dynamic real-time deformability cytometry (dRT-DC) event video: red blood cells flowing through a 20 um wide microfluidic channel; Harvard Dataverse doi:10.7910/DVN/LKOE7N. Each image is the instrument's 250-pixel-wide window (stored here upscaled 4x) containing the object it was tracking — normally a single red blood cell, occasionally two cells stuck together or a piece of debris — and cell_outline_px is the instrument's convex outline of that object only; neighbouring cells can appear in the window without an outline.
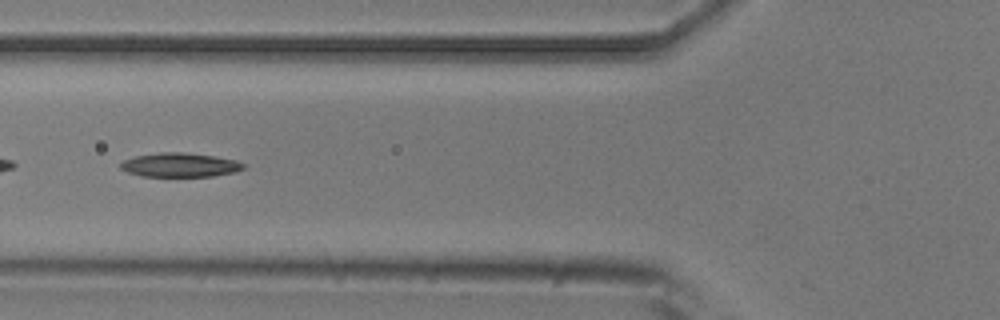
{"species": "common noctule bat (a hibernating species)", "species_latin": "Nyctalus noctula", "temperature_condition": "room temperature", "stored_images_in_passage": 51, "camera_frame_rate_fps": 3000, "um_per_image_px": 0.085, "animal": {"sex": "male", "body_mass_g": 20.5, "forearm_length_mm": 52.5}, "frame": {"image": 1, "passage_image": 19, "time_ms": 6.0, "image_size_px": [1000, 320], "cell_outline_px": [[244, 168], [236, 172], [212, 176], [144, 176], [128, 172], [120, 168], [120, 164], [124, 160], [136, 156], [160, 152], [184, 152], [212, 156], [236, 160], [244, 164]], "centroid_in_image_um": [15.3, 14.02], "position_along_channel_um": 110.5, "area_um2": 17.05}}
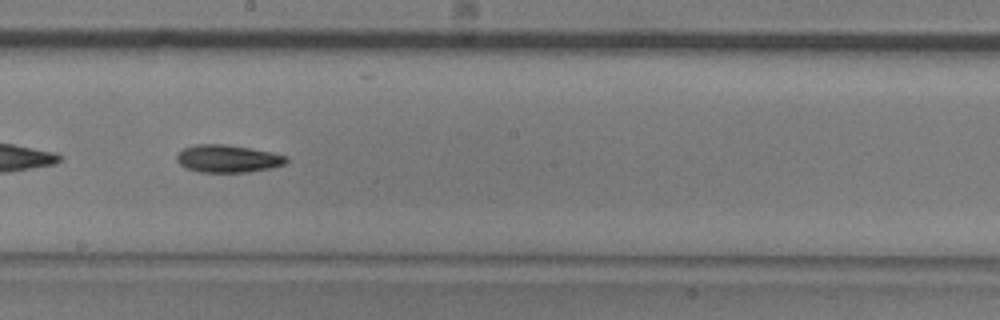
{"frame": {"image": 2, "passage_image": 28, "time_ms": 9.0, "image_size_px": [1000, 320], "cell_outline_px": [[288, 160], [284, 164], [272, 168], [248, 172], [200, 172], [184, 168], [176, 160], [176, 156], [184, 148], [196, 144], [224, 144], [272, 152], [288, 156]], "centroid_in_image_um": [19.36, 13.49], "position_along_channel_um": 228.8, "area_um2": 17.63}}
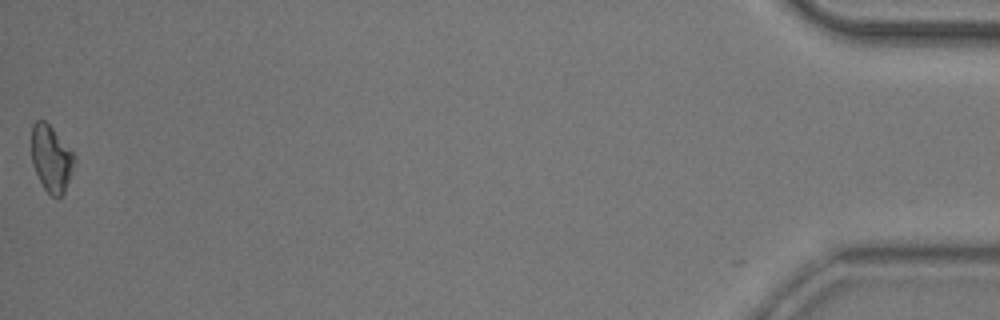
{"frame": {"image": 3, "passage_image": 51, "time_ms": 16.667, "image_size_px": [1000, 320], "cell_outline_px": [[76, 160], [64, 192], [60, 196], [52, 196], [44, 188], [32, 164], [32, 124], [36, 120], [44, 120], [52, 128], [76, 156]], "centroid_in_image_um": [4.35, 13.46], "position_along_channel_um": 430.8, "area_um2": 16.3}, "authors_computed_cell_mechanics": {"area_um2": 17.34, "velocity_mm_per_s": 3.9296, "shape_relaxation_time_tau1_ms": 5.3414, "shape_relaxation_time_tau2_ms": null, "deformation_change_tau1": 0.129, "deformation_change_tau2": null}}